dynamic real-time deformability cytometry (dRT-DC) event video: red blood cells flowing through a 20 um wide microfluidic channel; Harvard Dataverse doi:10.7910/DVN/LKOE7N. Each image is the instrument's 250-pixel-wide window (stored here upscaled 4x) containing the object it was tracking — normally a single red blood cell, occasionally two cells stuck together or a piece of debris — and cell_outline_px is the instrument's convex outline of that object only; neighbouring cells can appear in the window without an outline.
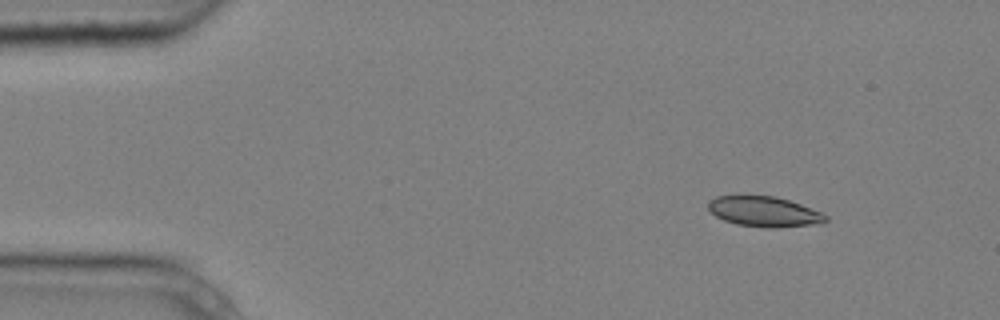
{"species": "common noctule bat (a hibernating species)", "species_latin": "Nyctalus noctula", "temperature_condition": "cold", "stored_images_in_passage": 8, "camera_frame_rate_fps": 3000, "um_per_image_px": 0.085, "animal": {"sex": "male", "body_mass_g": 20.4}, "frame": {"image": 1, "passage_image": 1, "time_ms": 0.0, "image_size_px": [1000, 320], "cell_outline_px": [[828, 220], [820, 224], [776, 228], [768, 228], [736, 224], [724, 220], [716, 216], [708, 208], [708, 200], [716, 196], [776, 196], [800, 204], [820, 212], [828, 216]], "centroid_in_image_um": [64.97, 18.0], "position_along_channel_um": 20.0, "area_um2": 20.69}}
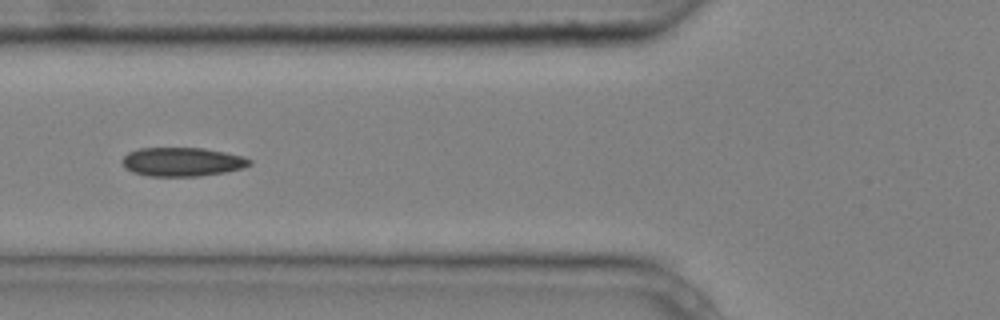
{"frame": {"image": 2, "passage_image": 5, "time_ms": 1.333, "image_size_px": [1000, 320], "cell_outline_px": [[252, 164], [244, 168], [224, 172], [200, 176], [148, 176], [132, 172], [124, 168], [120, 160], [128, 152], [140, 148], [204, 148], [244, 156], [252, 160]], "centroid_in_image_um": [15.48, 13.76], "position_along_channel_um": 110.3, "area_um2": 21.62}}
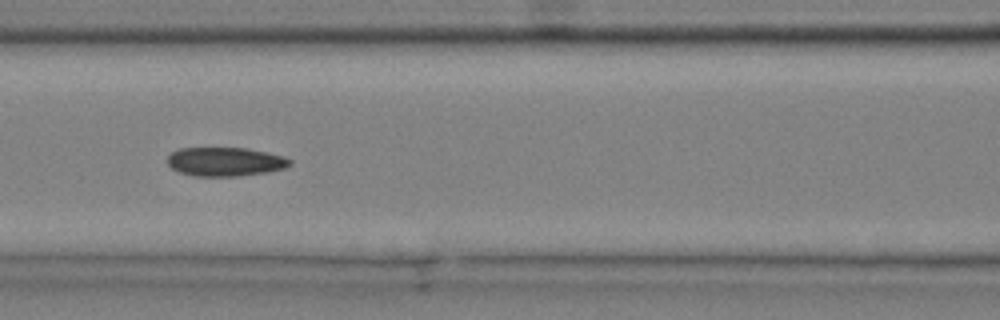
{"frame": {"image": 3, "passage_image": 6, "time_ms": 1.667, "image_size_px": [1000, 320], "cell_outline_px": [[292, 164], [284, 168], [268, 172], [240, 176], [196, 176], [180, 172], [172, 168], [168, 164], [168, 156], [172, 152], [180, 148], [248, 148], [268, 152], [284, 156], [292, 160]], "centroid_in_image_um": [19.18, 13.74], "position_along_channel_um": 147.4, "area_um2": 20.69}}